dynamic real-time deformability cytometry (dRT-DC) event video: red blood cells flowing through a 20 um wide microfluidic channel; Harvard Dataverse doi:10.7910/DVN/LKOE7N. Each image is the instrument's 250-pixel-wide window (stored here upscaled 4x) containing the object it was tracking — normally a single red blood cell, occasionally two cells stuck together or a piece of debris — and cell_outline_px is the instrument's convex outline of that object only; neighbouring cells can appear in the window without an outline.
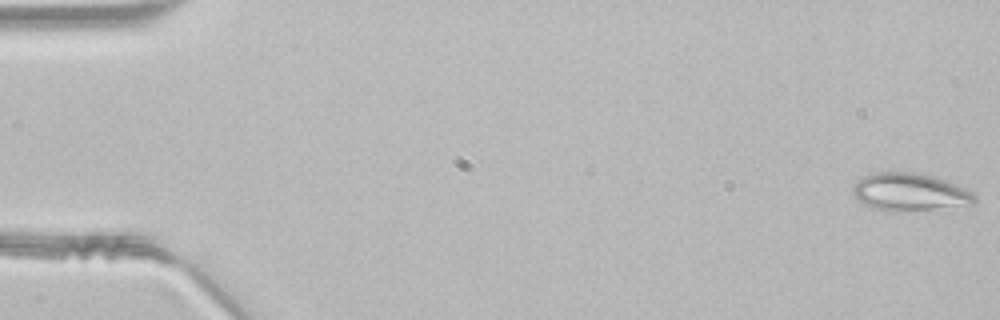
{"species": "common noctule bat (a hibernating species)", "species_latin": "Nyctalus noctula", "temperature_condition": "room temperature", "stored_images_in_passage": 43, "camera_frame_rate_fps": 3000, "um_per_image_px": 0.085, "animal": {"sex": "male", "body_mass_g": 21.5, "forearm_length_mm": 52.0}, "frame": {"image": 1, "passage_image": 1, "time_ms": 0.0, "image_size_px": [1000, 320], "cell_outline_px": [[976, 200], [972, 204], [936, 208], [892, 212], [876, 208], [864, 204], [852, 192], [852, 188], [864, 176], [876, 172], [912, 172], [932, 176], [944, 180], [964, 188], [972, 192], [976, 196]], "centroid_in_image_um": [77.33, 16.32], "position_along_channel_um": 7.7, "area_um2": 26.13}}
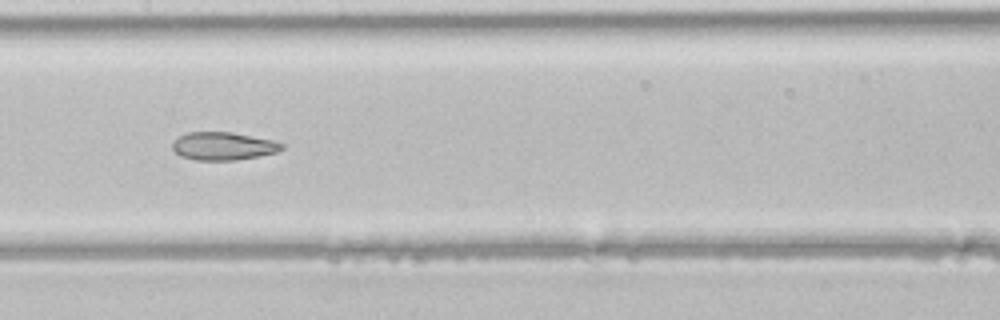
{"frame": {"image": 2, "passage_image": 24, "time_ms": 7.667, "image_size_px": [1000, 320], "cell_outline_px": [[284, 148], [276, 152], [260, 156], [236, 160], [196, 160], [180, 156], [172, 148], [172, 144], [180, 136], [188, 132], [232, 132], [272, 140], [284, 144]], "centroid_in_image_um": [18.99, 12.42], "position_along_channel_um": 188.4, "area_um2": 17.74}}
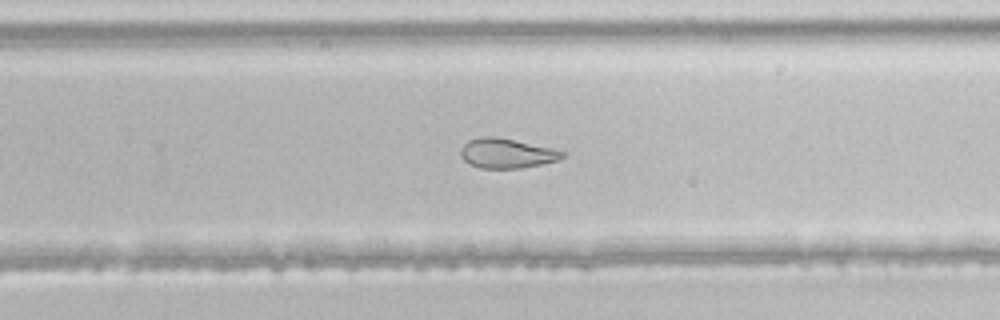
{"frame": {"image": 3, "passage_image": 31, "time_ms": 10.0, "image_size_px": [1000, 320], "cell_outline_px": [[564, 156], [560, 160], [520, 168], [480, 168], [468, 164], [460, 156], [460, 148], [468, 140], [480, 136], [496, 136], [552, 148], [564, 152]], "centroid_in_image_um": [43.02, 13.02], "position_along_channel_um": 286.8, "area_um2": 17.69}}